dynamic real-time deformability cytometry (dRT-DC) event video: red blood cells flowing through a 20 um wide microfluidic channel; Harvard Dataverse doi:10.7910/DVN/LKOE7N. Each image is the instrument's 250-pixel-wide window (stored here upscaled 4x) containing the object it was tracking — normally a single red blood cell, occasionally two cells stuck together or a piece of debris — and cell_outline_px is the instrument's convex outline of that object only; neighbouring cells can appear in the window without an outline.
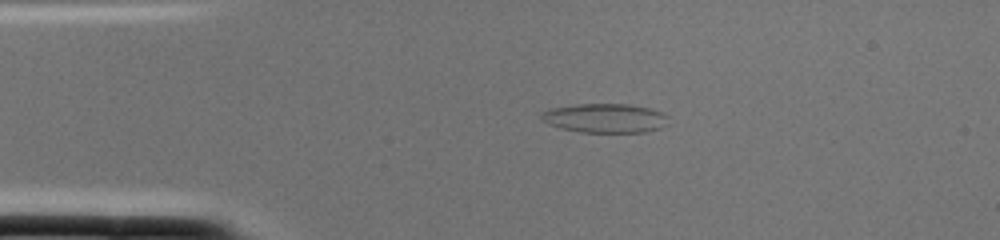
{"species": "common noctule bat (a hibernating species)", "species_latin": "Nyctalus noctula", "temperature_condition": "cold", "stored_images_in_passage": 1, "camera_frame_rate_fps": 3000, "um_per_image_px": 0.085, "animal": {"sex": "female", "body_mass_g": 22.0, "forearm_length_mm": 56.7}, "frame": {"image": 1, "passage_image": 1, "time_ms": 0.0, "image_size_px": [1000, 240], "cell_outline_px": [[668, 116], [660, 128], [648, 132], [580, 132], [560, 128], [548, 124], [540, 120], [540, 112], [552, 108], [576, 104], [628, 104], [652, 108], [664, 112]], "centroid_in_image_um": [51.39, 10.03], "position_along_channel_um": 33.6, "area_um2": 21.73}}